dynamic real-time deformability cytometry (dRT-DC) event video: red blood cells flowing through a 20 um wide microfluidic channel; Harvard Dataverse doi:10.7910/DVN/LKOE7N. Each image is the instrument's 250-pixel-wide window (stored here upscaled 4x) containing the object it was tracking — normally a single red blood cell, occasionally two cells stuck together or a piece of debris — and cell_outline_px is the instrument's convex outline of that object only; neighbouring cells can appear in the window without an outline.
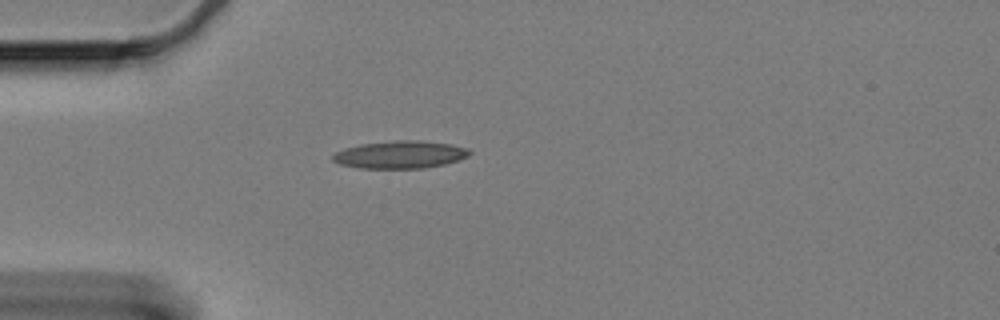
{"species": "Egyptian fruit bat (a non-hibernating species)", "species_latin": "Rousettus aegyptiacus", "temperature_condition": "cold", "stored_images_in_passage": 44, "camera_frame_rate_fps": 3000, "um_per_image_px": 0.085, "animal": {"sex": "female"}, "frame": {"image": 1, "passage_image": 1, "time_ms": 0.0, "image_size_px": [1000, 320], "cell_outline_px": [[472, 152], [468, 156], [460, 160], [444, 164], [424, 168], [360, 168], [340, 164], [332, 160], [332, 156], [336, 152], [344, 148], [360, 144], [396, 140], [420, 140], [452, 144], [468, 148]], "centroid_in_image_um": [34.04, 13.13], "position_along_channel_um": 51.0, "area_um2": 22.08}}
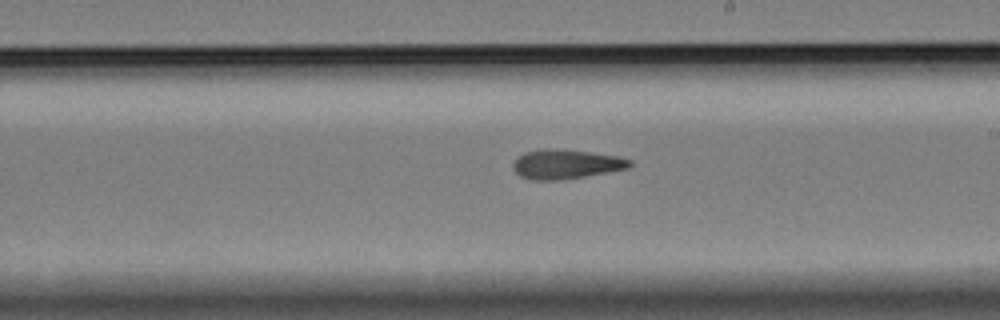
{"frame": {"image": 2, "passage_image": 19, "time_ms": 6.0, "image_size_px": [1000, 320], "cell_outline_px": [[632, 164], [628, 168], [584, 176], [560, 180], [532, 180], [520, 176], [512, 168], [512, 164], [524, 152], [540, 148], [560, 148], [620, 156], [632, 160]], "centroid_in_image_um": [48.1, 13.93], "position_along_channel_um": 240.9, "area_um2": 20.11}}
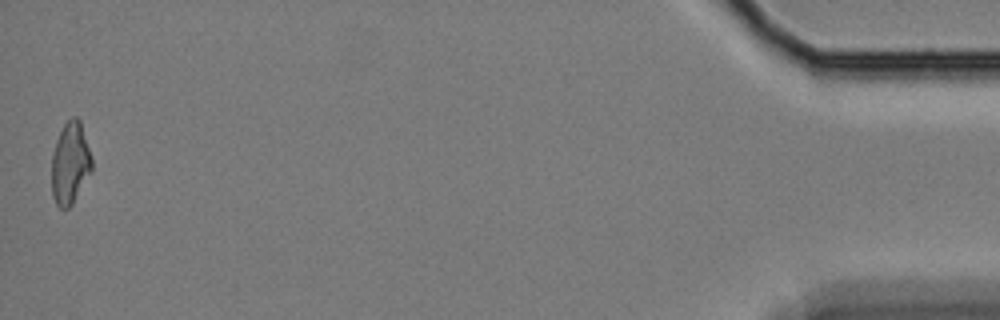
{"frame": {"image": 3, "passage_image": 44, "time_ms": 14.333, "image_size_px": [1000, 320], "cell_outline_px": [[92, 172], [72, 204], [68, 208], [60, 208], [56, 204], [52, 196], [52, 152], [56, 140], [64, 124], [72, 116], [76, 116], [80, 120], [92, 156]], "centroid_in_image_um": [5.98, 13.87], "position_along_channel_um": 429.2, "area_um2": 19.36}, "authors_computed_cell_mechanics": {"area_um2": 19.7676, "velocity_mm_per_s": 3.3315, "shape_relaxation_time_tau1_ms": null, "shape_relaxation_time_tau2_ms": 4.6659, "deformation_change_tau1": null, "deformation_change_tau2": 0.1432}}